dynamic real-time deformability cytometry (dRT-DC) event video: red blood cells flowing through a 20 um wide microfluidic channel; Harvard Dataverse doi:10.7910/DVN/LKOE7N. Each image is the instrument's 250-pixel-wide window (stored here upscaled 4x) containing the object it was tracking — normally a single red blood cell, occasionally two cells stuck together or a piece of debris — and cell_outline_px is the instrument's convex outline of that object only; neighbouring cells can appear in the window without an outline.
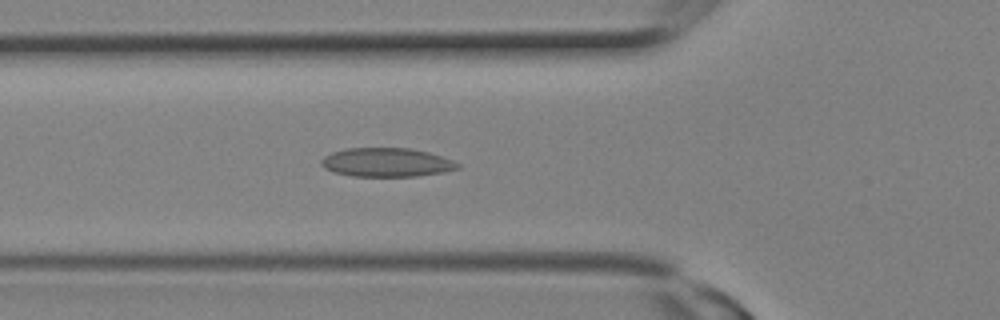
{"species": "Egyptian fruit bat (a non-hibernating species)", "species_latin": "Rousettus aegyptiacus", "temperature_condition": "room temperature", "stored_images_in_passage": 15, "camera_frame_rate_fps": 3000, "um_per_image_px": 0.085, "animal": {"sex": "female"}, "frame": {"image": 1, "passage_image": 7, "time_ms": 2.0, "image_size_px": [1000, 320], "cell_outline_px": [[460, 168], [444, 172], [416, 176], [352, 176], [332, 172], [324, 168], [320, 164], [320, 160], [324, 156], [332, 152], [344, 148], [408, 148], [428, 152], [452, 160], [460, 164]], "centroid_in_image_um": [32.82, 13.8], "position_along_channel_um": 93.0, "area_um2": 23.0}}
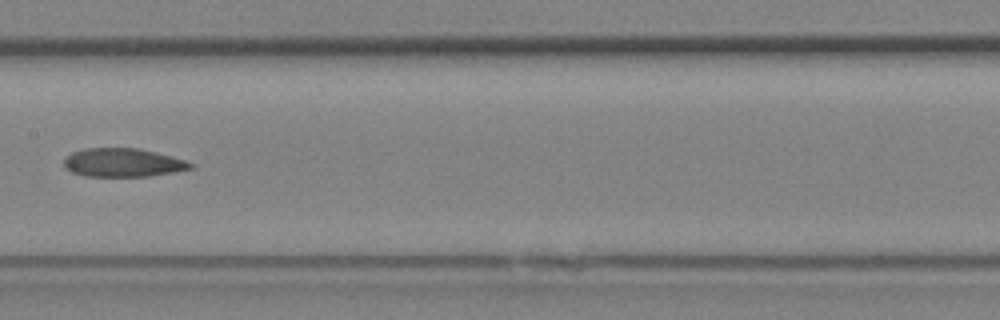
{"frame": {"image": 2, "passage_image": 11, "time_ms": 3.333, "image_size_px": [1000, 320], "cell_outline_px": [[192, 168], [172, 172], [148, 176], [84, 176], [72, 172], [64, 168], [64, 156], [72, 152], [84, 148], [140, 148], [172, 156], [184, 160], [192, 164]], "centroid_in_image_um": [10.38, 13.81], "position_along_channel_um": 197.0, "area_um2": 21.04}}
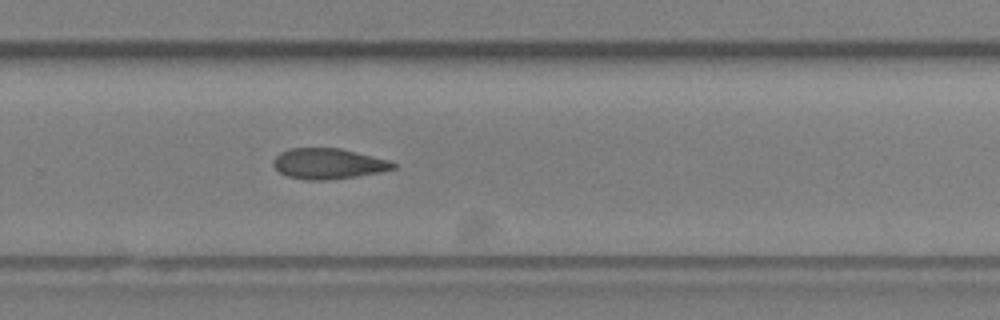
{"frame": {"image": 3, "passage_image": 15, "time_ms": 4.667, "image_size_px": [1000, 320], "cell_outline_px": [[400, 164], [396, 168], [380, 172], [356, 176], [324, 180], [308, 180], [288, 176], [280, 172], [272, 164], [272, 160], [280, 152], [288, 148], [340, 148], [388, 160]], "centroid_in_image_um": [27.91, 13.9], "position_along_channel_um": 301.9, "area_um2": 21.33}}